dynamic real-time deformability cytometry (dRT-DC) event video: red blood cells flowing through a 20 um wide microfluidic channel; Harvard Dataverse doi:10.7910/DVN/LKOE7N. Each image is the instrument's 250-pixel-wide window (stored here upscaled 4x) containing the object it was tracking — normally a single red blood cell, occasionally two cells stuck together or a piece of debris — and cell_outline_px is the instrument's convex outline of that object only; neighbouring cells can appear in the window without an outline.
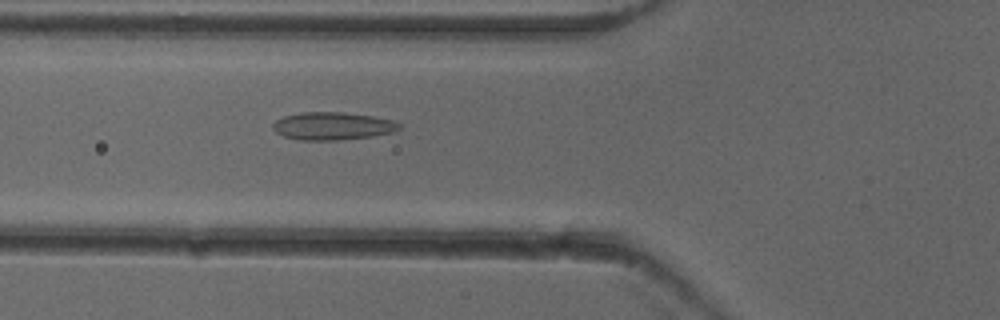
{"species": "common noctule bat (a hibernating species)", "species_latin": "Nyctalus noctula", "temperature_condition": "cold", "stored_images_in_passage": 46, "camera_frame_rate_fps": 3000, "um_per_image_px": 0.085, "animal": {"sex": "female"}, "frame": {"image": 1, "passage_image": 13, "time_ms": 4.0, "image_size_px": [1000, 320], "cell_outline_px": [[400, 128], [392, 132], [372, 136], [336, 140], [300, 140], [284, 136], [276, 132], [272, 128], [272, 124], [276, 120], [284, 116], [300, 112], [340, 112], [372, 116], [392, 120], [400, 124]], "centroid_in_image_um": [28.23, 10.71], "position_along_channel_um": 97.6, "area_um2": 20.29}}
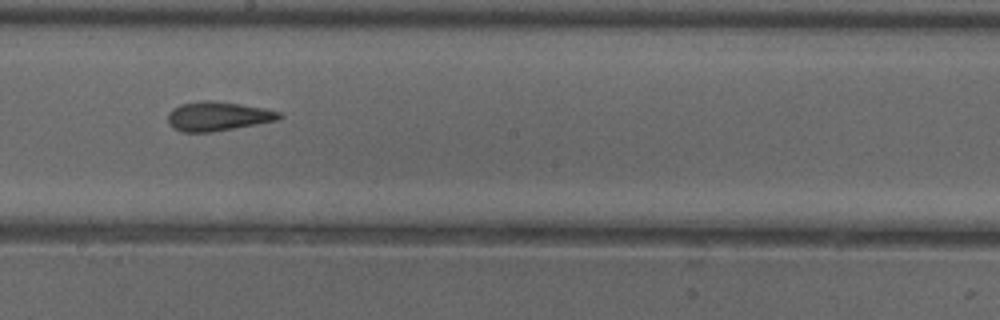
{"frame": {"image": 2, "passage_image": 23, "time_ms": 7.333, "image_size_px": [1000, 320], "cell_outline_px": [[284, 116], [280, 120], [212, 132], [184, 132], [172, 128], [168, 124], [168, 112], [172, 108], [180, 104], [204, 100], [208, 100], [240, 104], [264, 108], [280, 112]], "centroid_in_image_um": [18.51, 9.88], "position_along_channel_um": 229.7, "area_um2": 19.07}}
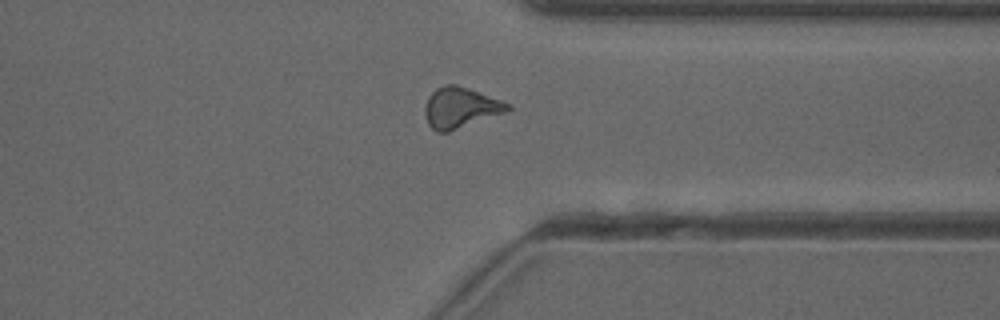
{"frame": {"image": 3, "passage_image": 34, "time_ms": 11.0, "image_size_px": [1000, 320], "cell_outline_px": [[512, 108], [504, 112], [448, 132], [436, 132], [428, 124], [424, 116], [424, 108], [428, 96], [436, 88], [444, 84], [456, 84], [468, 88], [512, 104]], "centroid_in_image_um": [39.09, 9.14], "position_along_channel_um": 372.3, "area_um2": 19.54}, "authors_computed_cell_mechanics": {"area_um2": 18.6116, "velocity_mm_per_s": 3.9397, "shape_relaxation_time_tau1_ms": null, "shape_relaxation_time_tau2_ms": 2.6716, "deformation_change_tau1": null, "deformation_change_tau2": 0.1033}}